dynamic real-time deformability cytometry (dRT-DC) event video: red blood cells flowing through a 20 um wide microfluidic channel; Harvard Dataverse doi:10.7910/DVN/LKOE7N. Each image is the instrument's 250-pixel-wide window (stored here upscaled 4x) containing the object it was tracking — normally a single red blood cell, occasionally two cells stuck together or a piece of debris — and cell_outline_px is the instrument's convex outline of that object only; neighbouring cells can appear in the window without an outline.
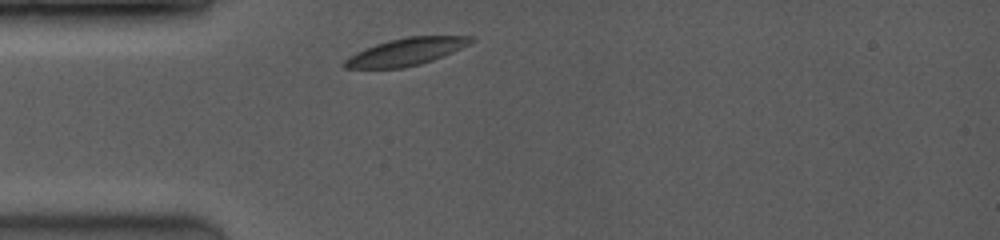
{"species": "common noctule bat (a hibernating species)", "species_latin": "Nyctalus noctula", "temperature_condition": "room temperature", "stored_images_in_passage": 1, "camera_frame_rate_fps": 3500, "um_per_image_px": 0.085, "animal": {"sex": "female", "body_mass_g": 19.0, "forearm_length_mm": 53.3}, "frame": {"image": 1, "passage_image": 1, "time_ms": 0.0, "image_size_px": [1000, 240], "cell_outline_px": [[476, 40], [452, 52], [432, 60], [420, 64], [404, 68], [344, 68], [340, 64], [348, 56], [364, 48], [388, 40], [408, 36], [472, 36]], "centroid_in_image_um": [34.46, 4.4], "position_along_channel_um": 50.5, "area_um2": 20.11}}